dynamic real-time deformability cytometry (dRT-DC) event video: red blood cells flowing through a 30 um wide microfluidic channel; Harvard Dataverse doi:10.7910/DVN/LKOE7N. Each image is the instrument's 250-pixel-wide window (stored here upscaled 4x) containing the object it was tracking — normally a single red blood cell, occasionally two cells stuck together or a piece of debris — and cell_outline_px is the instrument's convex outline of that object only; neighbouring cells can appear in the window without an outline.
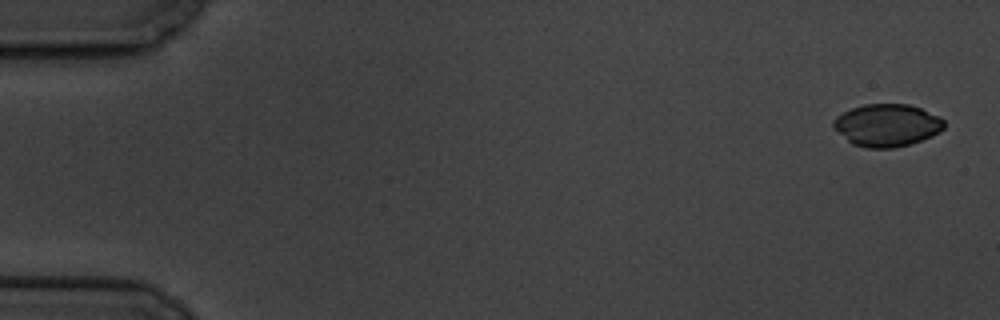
{"species": "common noctule bat (a hibernating species)", "species_latin": "Nyctalus noctula", "temperature_condition": "cold", "stored_images_in_passage": 6, "camera_frame_rate_fps": 3000, "um_per_image_px": 0.085, "animal": {"sex": "male", "body_mass_g": 19.5, "forearm_length_mm": 54.6}, "frame": {"image": 1, "passage_image": 1, "time_ms": 0.0, "image_size_px": [1000, 320], "cell_outline_px": [[944, 128], [940, 132], [932, 136], [912, 144], [892, 148], [864, 148], [852, 144], [832, 128], [832, 120], [836, 116], [852, 108], [864, 104], [908, 104], [920, 108], [940, 116], [944, 120]], "centroid_in_image_um": [75.38, 10.65], "position_along_channel_um": 9.6, "area_um2": 27.69}}
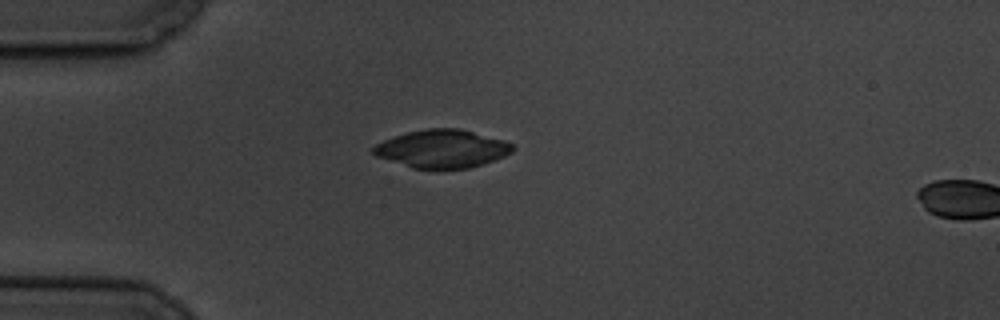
{"frame": {"image": 2, "passage_image": 5, "time_ms": 4.667, "image_size_px": [1000, 320], "cell_outline_px": [[516, 148], [512, 152], [504, 156], [468, 168], [412, 168], [376, 156], [372, 152], [372, 148], [376, 144], [384, 140], [408, 132], [428, 128], [460, 128], [504, 140], [512, 144]], "centroid_in_image_um": [37.58, 12.63], "position_along_channel_um": 47.4, "area_um2": 30.52}}